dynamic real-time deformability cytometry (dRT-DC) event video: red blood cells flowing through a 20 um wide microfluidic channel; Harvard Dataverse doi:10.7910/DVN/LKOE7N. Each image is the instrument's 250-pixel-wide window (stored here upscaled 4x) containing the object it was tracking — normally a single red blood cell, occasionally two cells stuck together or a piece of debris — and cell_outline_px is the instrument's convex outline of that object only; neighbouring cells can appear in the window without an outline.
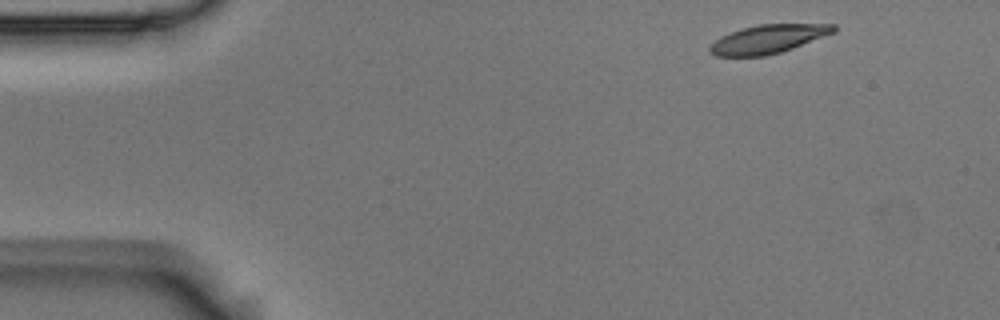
{"species": "Egyptian fruit bat (a non-hibernating species)", "species_latin": "Rousettus aegyptiacus", "temperature_condition": "room temperature", "stored_images_in_passage": 5, "camera_frame_rate_fps": 3000, "um_per_image_px": 0.085, "animal": {"sex": "male"}, "frame": {"image": 1, "passage_image": 1, "time_ms": 0.0, "image_size_px": [1000, 320], "cell_outline_px": [[836, 32], [792, 48], [780, 52], [764, 56], [716, 56], [708, 52], [708, 48], [720, 36], [740, 28], [760, 24], [836, 24]], "centroid_in_image_um": [65.27, 3.31], "position_along_channel_um": 19.7, "area_um2": 20.63}}
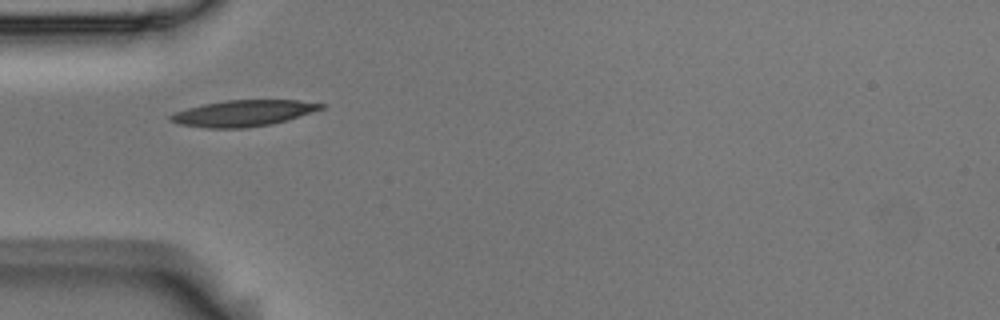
{"frame": {"image": 2, "passage_image": 4, "time_ms": 1.0, "image_size_px": [1000, 320], "cell_outline_px": [[324, 108], [288, 120], [272, 124], [244, 128], [204, 128], [180, 124], [168, 120], [168, 116], [176, 112], [188, 108], [204, 104], [224, 100], [296, 100], [324, 104]], "centroid_in_image_um": [20.66, 9.63], "position_along_channel_um": 64.3, "area_um2": 22.89}}
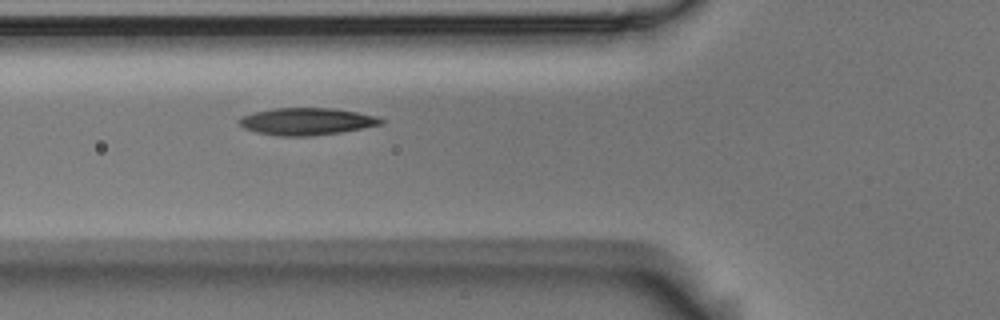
{"frame": {"image": 3, "passage_image": 5, "time_ms": 1.333, "image_size_px": [1000, 320], "cell_outline_px": [[384, 124], [340, 132], [312, 136], [280, 136], [256, 132], [244, 128], [236, 120], [240, 116], [252, 112], [272, 108], [332, 108], [356, 112], [376, 116], [384, 120]], "centroid_in_image_um": [26.02, 10.32], "position_along_channel_um": 99.8, "area_um2": 22.54}}